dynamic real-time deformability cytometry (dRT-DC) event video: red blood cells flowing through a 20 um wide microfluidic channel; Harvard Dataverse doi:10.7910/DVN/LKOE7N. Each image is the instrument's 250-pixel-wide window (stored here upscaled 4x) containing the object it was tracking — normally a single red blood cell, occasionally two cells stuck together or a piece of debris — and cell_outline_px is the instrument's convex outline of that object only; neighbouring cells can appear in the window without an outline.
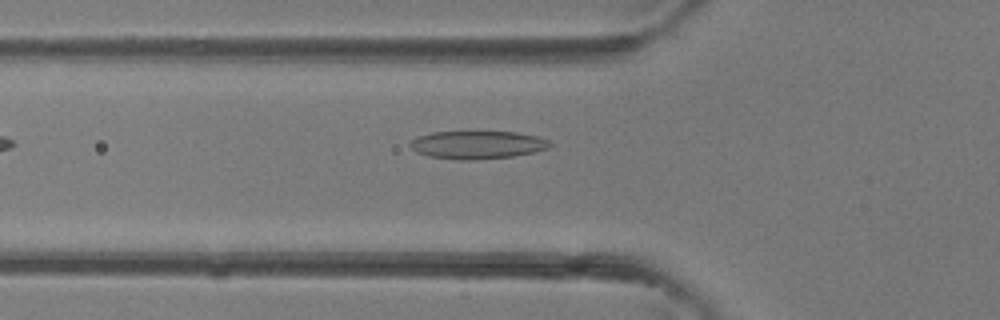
{"species": "common noctule bat (a hibernating species)", "species_latin": "Nyctalus noctula", "temperature_condition": "room temperature", "stored_images_in_passage": 22, "camera_frame_rate_fps": 3000, "um_per_image_px": 0.085, "animal": {"sex": "female"}, "frame": {"image": 1, "passage_image": 2, "time_ms": 0.333, "image_size_px": [1000, 320], "cell_outline_px": [[552, 144], [548, 148], [532, 152], [512, 156], [476, 160], [460, 160], [428, 156], [416, 152], [408, 144], [412, 140], [420, 136], [432, 132], [516, 132], [536, 136], [548, 140]], "centroid_in_image_um": [40.56, 12.31], "position_along_channel_um": 85.2, "area_um2": 22.6}}
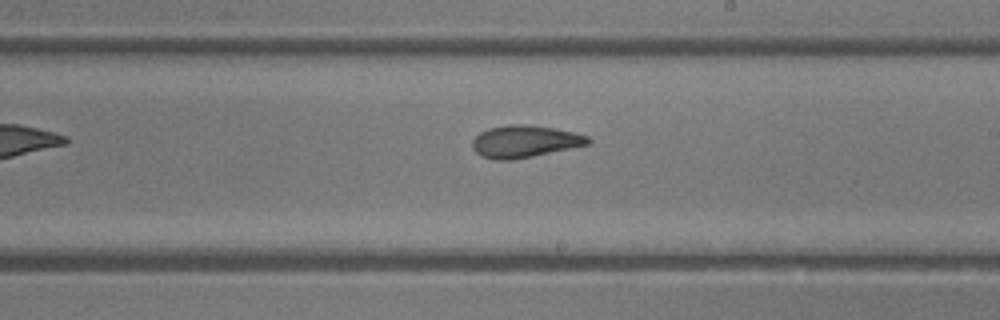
{"frame": {"image": 2, "passage_image": 11, "time_ms": 3.333, "image_size_px": [1000, 320], "cell_outline_px": [[592, 144], [512, 160], [492, 160], [480, 156], [472, 148], [472, 140], [480, 132], [488, 128], [508, 124], [528, 124], [556, 128], [576, 132], [588, 136], [592, 140]], "centroid_in_image_um": [44.62, 12.01], "position_along_channel_um": 244.4, "area_um2": 22.08}}
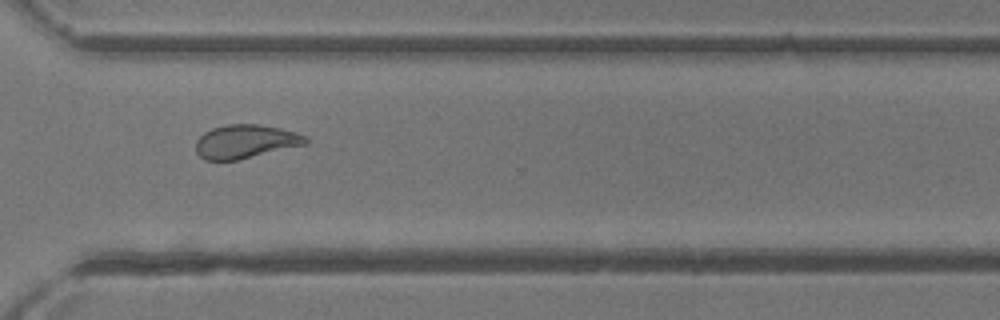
{"frame": {"image": 3, "passage_image": 17, "time_ms": 5.333, "image_size_px": [1000, 320], "cell_outline_px": [[308, 144], [236, 160], [204, 160], [196, 152], [196, 140], [204, 132], [212, 128], [228, 124], [260, 124], [280, 128], [296, 132], [308, 136]], "centroid_in_image_um": [20.88, 12.02], "position_along_channel_um": 349.7, "area_um2": 21.62}}